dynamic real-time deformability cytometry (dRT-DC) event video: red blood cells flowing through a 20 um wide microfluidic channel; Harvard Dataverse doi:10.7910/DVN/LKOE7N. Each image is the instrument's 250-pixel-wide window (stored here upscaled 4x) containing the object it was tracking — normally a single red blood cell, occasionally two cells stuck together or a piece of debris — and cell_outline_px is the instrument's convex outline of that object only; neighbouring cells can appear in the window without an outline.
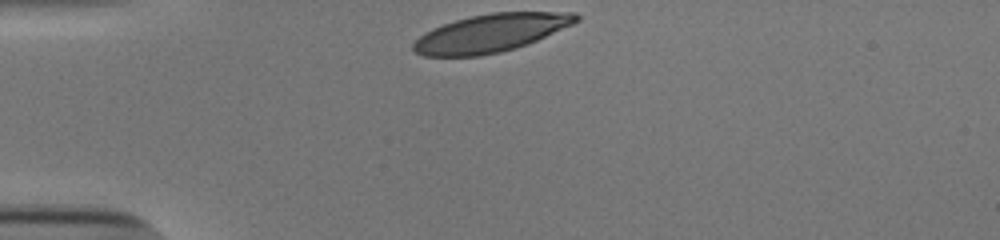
{"species": "human", "species_latin": "Homo sapiens", "temperature_condition": "cold", "stored_images_in_passage": 30, "camera_frame_rate_fps": 3000, "um_per_image_px": 0.085, "donor": {"sex": "male"}, "frame": {"image": 1, "passage_image": 1, "time_ms": 0.0, "image_size_px": [1000, 240], "cell_outline_px": [[580, 20], [572, 24], [536, 40], [500, 52], [480, 56], [424, 56], [416, 52], [412, 48], [412, 44], [420, 36], [432, 28], [456, 20], [472, 16], [492, 12], [576, 12], [580, 16]], "centroid_in_image_um": [41.71, 2.8], "position_along_channel_um": 43.3, "area_um2": 35.55}}
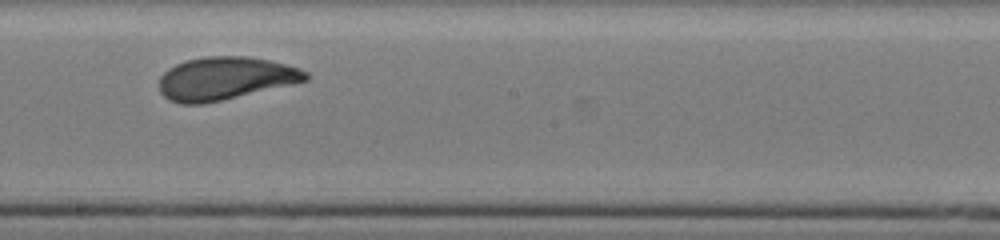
{"frame": {"image": 2, "passage_image": 18, "time_ms": 5.667, "image_size_px": [1000, 240], "cell_outline_px": [[308, 80], [292, 84], [204, 104], [180, 104], [168, 100], [160, 92], [160, 76], [168, 68], [176, 64], [188, 60], [204, 56], [248, 56], [268, 60], [300, 68], [308, 72]], "centroid_in_image_um": [19.12, 6.67], "position_along_channel_um": 229.1, "area_um2": 36.59}}
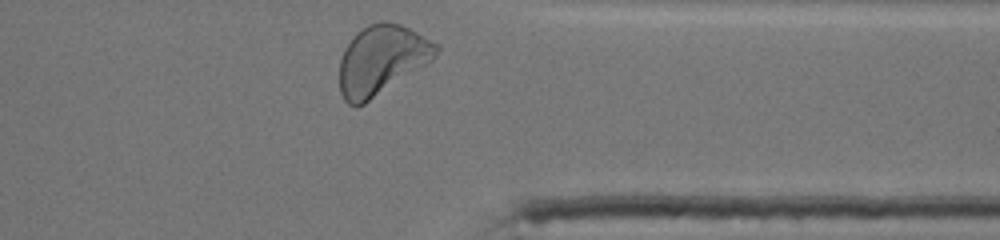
{"frame": {"image": 3, "passage_image": 30, "time_ms": 9.667, "image_size_px": [1000, 240], "cell_outline_px": [[440, 48], [436, 56], [432, 60], [364, 104], [356, 108], [348, 104], [344, 100], [340, 92], [340, 60], [352, 36], [356, 32], [368, 24], [380, 20], [384, 20], [400, 24], [440, 44]], "centroid_in_image_um": [32.43, 5.08], "position_along_channel_um": 379.0, "area_um2": 39.02}, "authors_computed_cell_mechanics": {"area_um2": 36.6741, "velocity_mm_per_s": 3.8387, "shape_relaxation_time_tau1_ms": 3.8968, "shape_relaxation_time_tau2_ms": 1.1601, "deformation_change_tau1": 0.1645, "deformation_change_tau2": 0.0541}}